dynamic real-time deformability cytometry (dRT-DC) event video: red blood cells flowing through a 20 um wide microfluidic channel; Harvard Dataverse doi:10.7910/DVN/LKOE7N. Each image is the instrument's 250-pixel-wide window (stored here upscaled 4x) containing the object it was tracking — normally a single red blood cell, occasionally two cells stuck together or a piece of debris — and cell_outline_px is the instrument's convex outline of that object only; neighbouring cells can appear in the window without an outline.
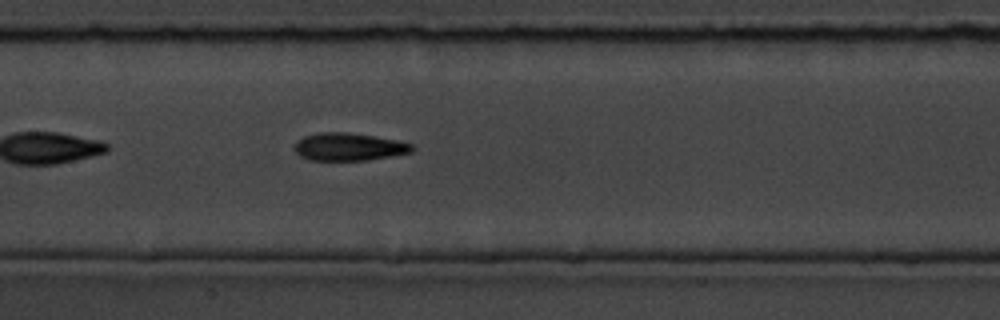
{"species": "common noctule bat (a hibernating species)", "species_latin": "Nyctalus noctula", "temperature_condition": "room temperature", "stored_images_in_passage": 36, "camera_frame_rate_fps": 3000, "um_per_image_px": 0.085, "animal": {"sex": "male", "body_mass_g": 19.5, "forearm_length_mm": 54.6}, "frame": {"image": 1, "passage_image": 11, "time_ms": 3.333, "image_size_px": [1000, 320], "cell_outline_px": [[412, 152], [368, 160], [308, 160], [300, 156], [292, 148], [296, 140], [304, 136], [320, 132], [348, 132], [396, 140], [412, 144]], "centroid_in_image_um": [29.57, 12.48], "position_along_channel_um": 177.8, "area_um2": 18.96}}
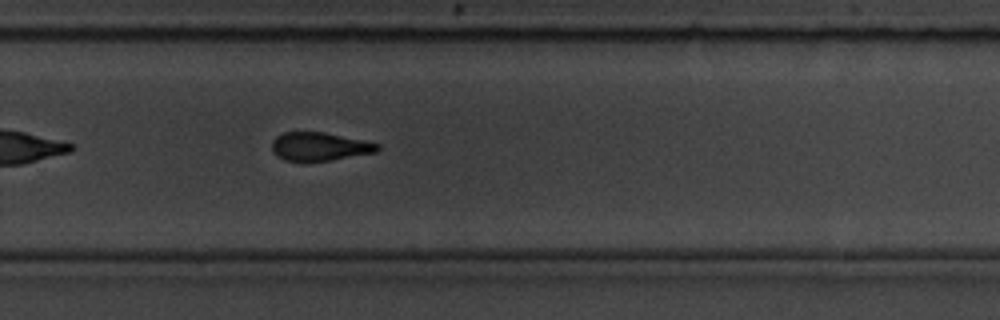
{"frame": {"image": 2, "passage_image": 21, "time_ms": 6.667, "image_size_px": [1000, 320], "cell_outline_px": [[380, 148], [376, 152], [332, 160], [308, 164], [304, 164], [284, 160], [276, 156], [272, 152], [272, 140], [276, 136], [284, 132], [324, 132], [364, 140], [380, 144]], "centroid_in_image_um": [27.11, 12.49], "position_along_channel_um": 302.7, "area_um2": 18.15}, "authors_computed_cell_mechanics": {"area_um2": 18.5827, "velocity_mm_per_s": 3.761, "shape_relaxation_time_tau1_ms": 3.4759, "shape_relaxation_time_tau2_ms": 3.6399, "deformation_change_tau1": 0.1396, "deformation_change_tau2": 0.1337}}